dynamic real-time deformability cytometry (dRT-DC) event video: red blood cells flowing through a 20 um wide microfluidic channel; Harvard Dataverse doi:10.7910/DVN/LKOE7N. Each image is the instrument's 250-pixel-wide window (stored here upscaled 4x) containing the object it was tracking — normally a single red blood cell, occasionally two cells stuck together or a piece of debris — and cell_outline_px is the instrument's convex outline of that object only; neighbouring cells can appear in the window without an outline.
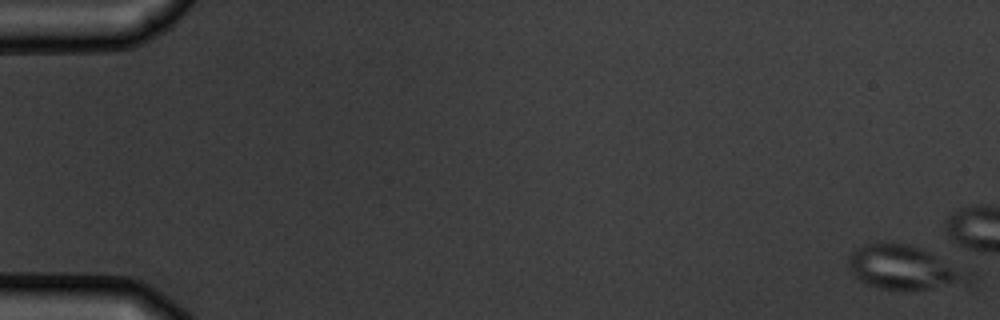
{"species": "common noctule bat (a hibernating species)", "species_latin": "Nyctalus noctula", "temperature_condition": "warm", "stored_images_in_passage": 6, "camera_frame_rate_fps": 3000, "um_per_image_px": 0.085, "animal": {"sex": "male", "body_mass_g": 19.5, "forearm_length_mm": 54.6}, "frame": {"image": 1, "passage_image": 1, "time_ms": 0.0, "image_size_px": [1000, 320], "cell_outline_px": [[976, 276], [972, 284], [924, 288], [880, 288], [868, 284], [860, 280], [852, 272], [848, 264], [848, 260], [852, 252], [864, 244], [908, 244], [920, 248], [976, 272]], "centroid_in_image_um": [77.01, 22.75], "position_along_channel_um": 8.0, "area_um2": 30.63}}